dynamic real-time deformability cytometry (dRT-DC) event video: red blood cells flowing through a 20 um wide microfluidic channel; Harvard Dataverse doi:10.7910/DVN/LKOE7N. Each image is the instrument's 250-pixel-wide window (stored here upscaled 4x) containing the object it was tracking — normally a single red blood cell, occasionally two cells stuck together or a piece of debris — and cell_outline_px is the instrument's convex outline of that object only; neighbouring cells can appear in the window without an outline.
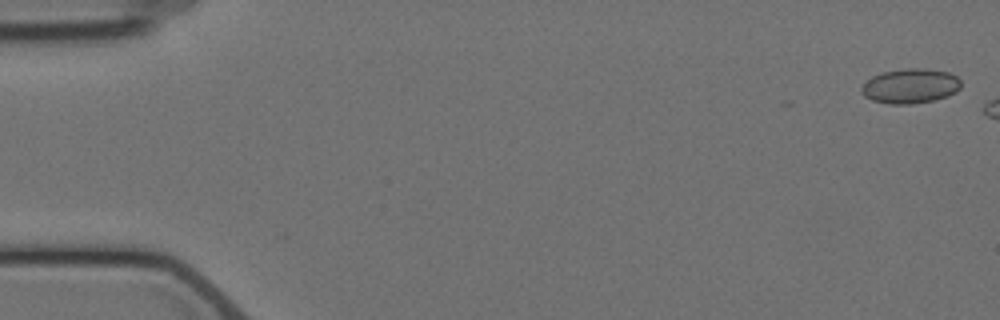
{"species": "Egyptian fruit bat (a non-hibernating species)", "species_latin": "Rousettus aegyptiacus", "temperature_condition": "cold", "stored_images_in_passage": 14, "camera_frame_rate_fps": 3000, "um_per_image_px": 0.085, "animal": {"sex": "female"}, "frame": {"image": 1, "passage_image": 1, "time_ms": 0.0, "image_size_px": [1000, 320], "cell_outline_px": [[960, 88], [956, 92], [948, 96], [932, 100], [912, 104], [888, 104], [872, 100], [864, 96], [860, 92], [860, 88], [872, 76], [880, 72], [904, 68], [924, 68], [948, 72], [956, 76], [960, 80]], "centroid_in_image_um": [77.36, 7.3], "position_along_channel_um": 7.6, "area_um2": 20.29}}